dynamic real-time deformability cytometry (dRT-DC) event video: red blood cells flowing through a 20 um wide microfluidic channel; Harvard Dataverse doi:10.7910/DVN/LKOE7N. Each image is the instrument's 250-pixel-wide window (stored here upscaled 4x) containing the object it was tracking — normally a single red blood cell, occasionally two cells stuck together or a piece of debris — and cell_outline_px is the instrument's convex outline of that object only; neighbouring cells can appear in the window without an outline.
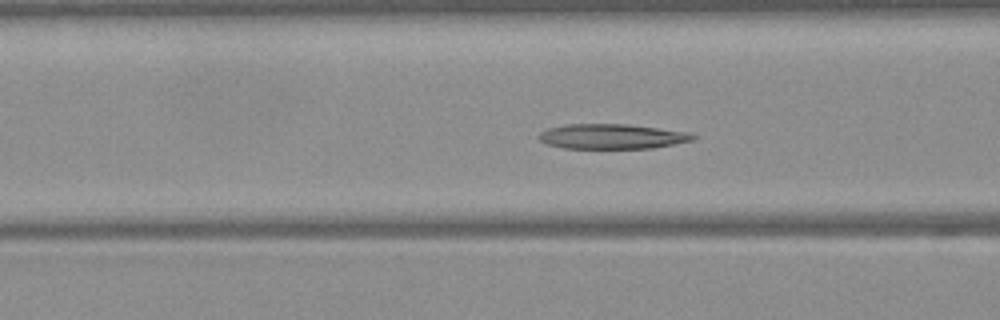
{"species": "Egyptian fruit bat (a non-hibernating species)", "species_latin": "Rousettus aegyptiacus", "temperature_condition": "warm", "stored_images_in_passage": 48, "camera_frame_rate_fps": 3000, "um_per_image_px": 0.085, "frame": {"image": 1, "passage_image": 18, "time_ms": 5.667, "image_size_px": [1000, 320], "cell_outline_px": [[696, 140], [652, 148], [564, 148], [548, 144], [540, 140], [536, 136], [540, 132], [548, 128], [564, 124], [628, 124], [688, 132], [696, 136]], "centroid_in_image_um": [52.01, 11.59], "position_along_channel_um": 114.6, "area_um2": 22.43}}
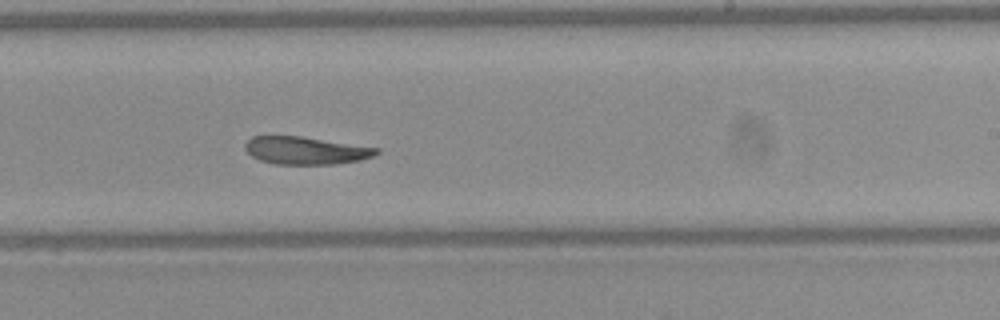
{"frame": {"image": 2, "passage_image": 29, "time_ms": 9.333, "image_size_px": [1000, 320], "cell_outline_px": [[380, 152], [376, 156], [360, 160], [332, 164], [276, 164], [260, 160], [252, 156], [244, 148], [244, 144], [252, 136], [300, 136], [380, 148]], "centroid_in_image_um": [26.01, 12.79], "position_along_channel_um": 263.0, "area_um2": 21.15}}
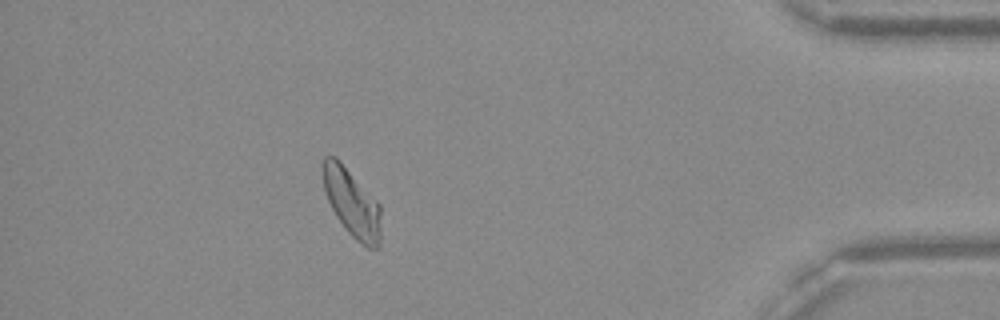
{"frame": {"image": 3, "passage_image": 43, "time_ms": 14.0, "image_size_px": [1000, 320], "cell_outline_px": [[380, 248], [368, 248], [360, 244], [344, 228], [336, 216], [324, 192], [320, 168], [320, 164], [324, 156], [336, 156], [380, 204]], "centroid_in_image_um": [29.87, 17.22], "position_along_channel_um": 405.3, "area_um2": 23.35}, "authors_computed_cell_mechanics": {"area_um2": 23.2067, "velocity_mm_per_s": 4.0596, "shape_relaxation_time_tau1_ms": null, "shape_relaxation_time_tau2_ms": 4.3205, "deformation_change_tau1": null, "deformation_change_tau2": 0.1128}}